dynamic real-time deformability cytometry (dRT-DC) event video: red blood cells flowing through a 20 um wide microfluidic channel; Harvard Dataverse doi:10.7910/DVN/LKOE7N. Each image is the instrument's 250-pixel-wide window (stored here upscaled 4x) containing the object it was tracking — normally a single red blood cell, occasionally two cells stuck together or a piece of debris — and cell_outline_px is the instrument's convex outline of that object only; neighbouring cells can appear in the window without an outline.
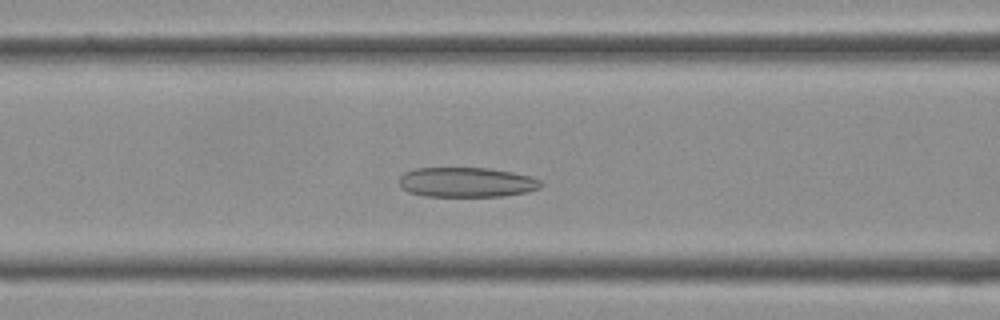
{"species": "Egyptian fruit bat (a non-hibernating species)", "species_latin": "Rousettus aegyptiacus", "temperature_condition": "cold", "stored_images_in_passage": 38, "camera_frame_rate_fps": 3000, "um_per_image_px": 0.085, "frame": {"image": 1, "passage_image": 14, "time_ms": 4.333, "image_size_px": [1000, 320], "cell_outline_px": [[544, 184], [540, 188], [528, 192], [500, 196], [424, 196], [408, 192], [400, 188], [400, 176], [404, 172], [416, 168], [488, 168], [512, 172], [532, 176], [540, 180]], "centroid_in_image_um": [39.67, 15.49], "position_along_channel_um": 126.9, "area_um2": 24.8}}
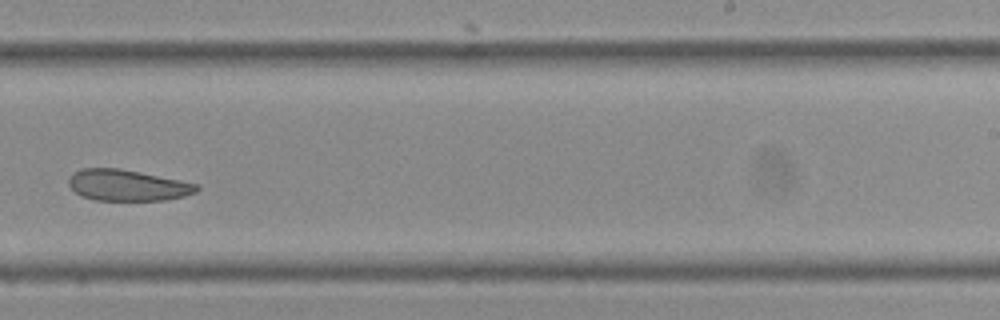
{"frame": {"image": 2, "passage_image": 23, "time_ms": 7.333, "image_size_px": [1000, 320], "cell_outline_px": [[200, 188], [196, 192], [184, 196], [164, 200], [96, 200], [80, 196], [68, 184], [68, 180], [80, 168], [120, 168], [200, 184]], "centroid_in_image_um": [10.86, 15.75], "position_along_channel_um": 278.1, "area_um2": 23.18}}
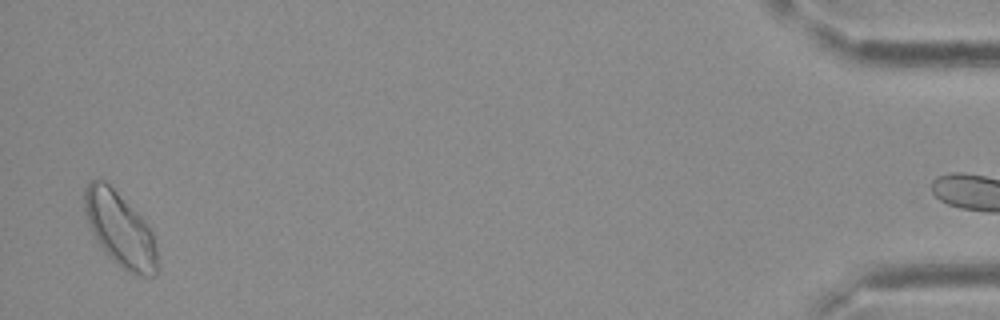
{"frame": {"image": 3, "passage_image": 37, "time_ms": 12.0, "image_size_px": [1000, 320], "cell_outline_px": [[160, 264], [156, 276], [140, 276], [128, 272], [120, 268], [104, 252], [96, 240], [88, 224], [84, 208], [84, 188], [92, 180], [100, 176], [144, 220], [152, 232]], "centroid_in_image_um": [10.21, 19.55], "position_along_channel_um": 425.0, "area_um2": 31.73}}